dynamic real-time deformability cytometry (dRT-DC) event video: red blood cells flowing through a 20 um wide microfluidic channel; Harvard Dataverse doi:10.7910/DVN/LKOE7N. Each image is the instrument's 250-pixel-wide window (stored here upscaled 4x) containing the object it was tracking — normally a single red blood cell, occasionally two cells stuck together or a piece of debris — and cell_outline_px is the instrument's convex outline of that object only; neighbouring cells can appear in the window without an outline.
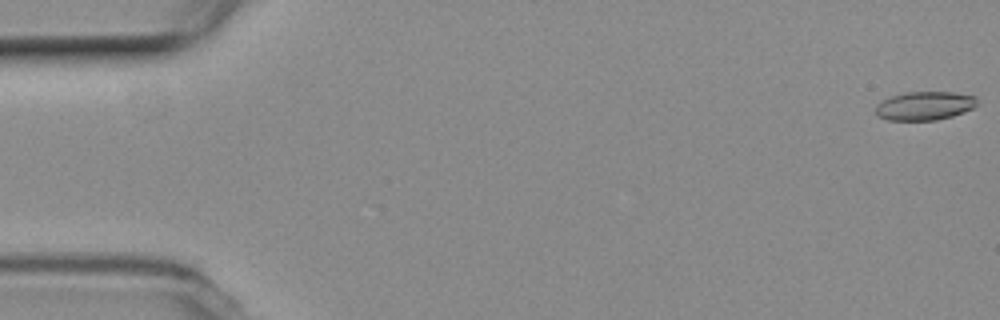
{"species": "common noctule bat (a hibernating species)", "species_latin": "Nyctalus noctula", "temperature_condition": "room temperature", "stored_images_in_passage": 10, "camera_frame_rate_fps": 3000, "um_per_image_px": 0.085, "animal": {"sex": "female", "body_mass_g": 19.3, "forearm_length_mm": 54.1}, "frame": {"image": 1, "passage_image": 1, "time_ms": 0.0, "image_size_px": [1000, 320], "cell_outline_px": [[976, 104], [972, 108], [964, 112], [952, 116], [936, 120], [888, 120], [880, 116], [876, 112], [876, 104], [892, 96], [904, 92], [952, 92], [976, 96]], "centroid_in_image_um": [78.6, 8.99], "position_along_channel_um": 6.4, "area_um2": 16.76}}